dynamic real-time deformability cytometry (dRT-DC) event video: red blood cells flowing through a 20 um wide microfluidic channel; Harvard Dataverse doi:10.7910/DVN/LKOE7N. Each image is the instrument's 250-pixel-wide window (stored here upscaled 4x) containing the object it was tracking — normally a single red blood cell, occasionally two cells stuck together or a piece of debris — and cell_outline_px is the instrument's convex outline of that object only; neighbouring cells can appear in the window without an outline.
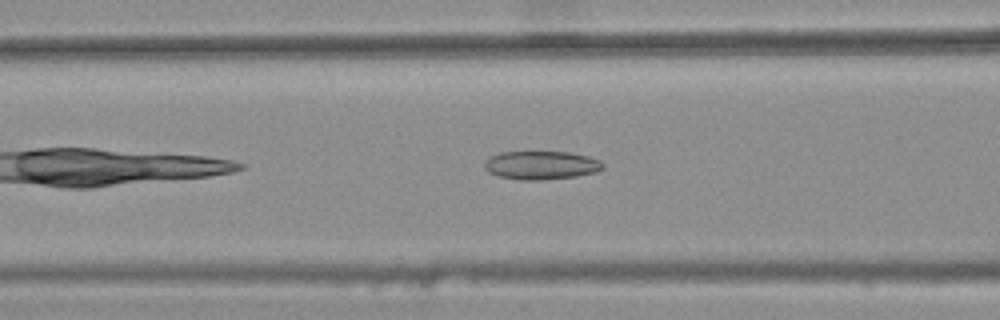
{"species": "common noctule bat (a hibernating species)", "species_latin": "Nyctalus noctula", "temperature_condition": "warm", "stored_images_in_passage": 30, "camera_frame_rate_fps": 3000, "um_per_image_px": 0.085, "animal": {"sex": "female", "body_mass_g": 25.1}, "frame": {"image": 1, "passage_image": 8, "time_ms": 2.333, "image_size_px": [1000, 320], "cell_outline_px": [[604, 168], [596, 172], [576, 176], [540, 180], [520, 180], [496, 176], [488, 172], [484, 168], [484, 160], [488, 156], [500, 152], [572, 152], [588, 156], [600, 160], [604, 164]], "centroid_in_image_um": [45.97, 14.04], "position_along_channel_um": 120.6, "area_um2": 19.94}}
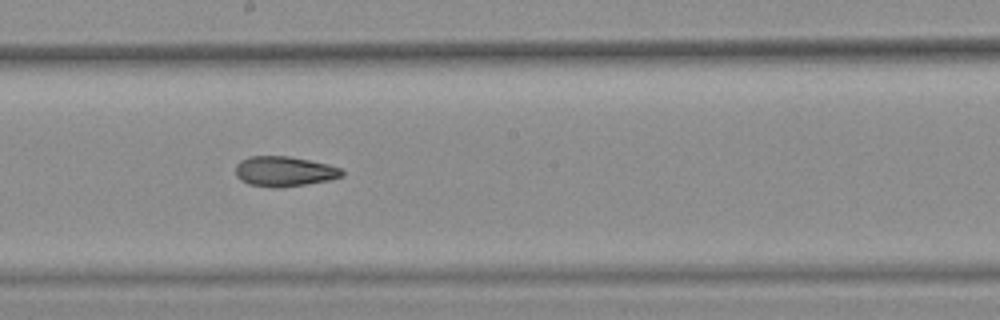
{"frame": {"image": 2, "passage_image": 16, "time_ms": 5.0, "image_size_px": [1000, 320], "cell_outline_px": [[344, 176], [328, 180], [280, 188], [272, 188], [248, 184], [240, 180], [236, 176], [236, 164], [240, 160], [248, 156], [288, 156], [328, 164], [340, 168], [344, 172]], "centroid_in_image_um": [24.13, 14.57], "position_along_channel_um": 224.1, "area_um2": 18.73}}
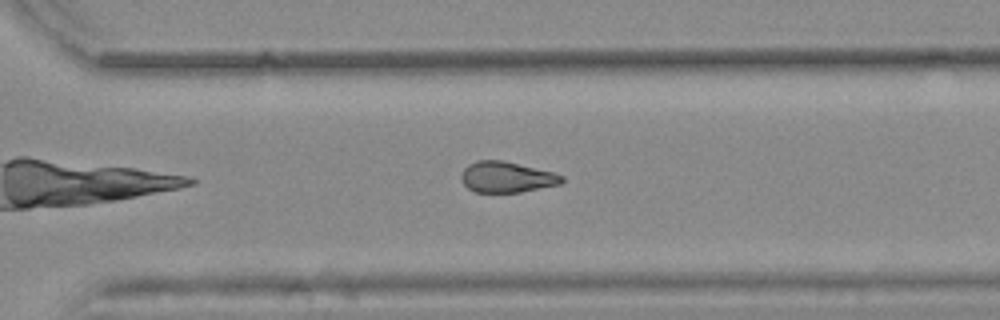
{"frame": {"image": 3, "passage_image": 24, "time_ms": 7.667, "image_size_px": [1000, 320], "cell_outline_px": [[564, 180], [560, 184], [520, 192], [476, 192], [468, 188], [460, 180], [460, 176], [464, 168], [468, 164], [476, 160], [504, 160], [552, 172], [564, 176]], "centroid_in_image_um": [43.04, 15.04], "position_along_channel_um": 327.6, "area_um2": 18.09}, "authors_computed_cell_mechanics": {"area_um2": 18.8139, "velocity_mm_per_s": 3.8843, "shape_relaxation_time_tau1_ms": null, "shape_relaxation_time_tau2_ms": 4.0264, "deformation_change_tau1": null, "deformation_change_tau2": 0.1206}}